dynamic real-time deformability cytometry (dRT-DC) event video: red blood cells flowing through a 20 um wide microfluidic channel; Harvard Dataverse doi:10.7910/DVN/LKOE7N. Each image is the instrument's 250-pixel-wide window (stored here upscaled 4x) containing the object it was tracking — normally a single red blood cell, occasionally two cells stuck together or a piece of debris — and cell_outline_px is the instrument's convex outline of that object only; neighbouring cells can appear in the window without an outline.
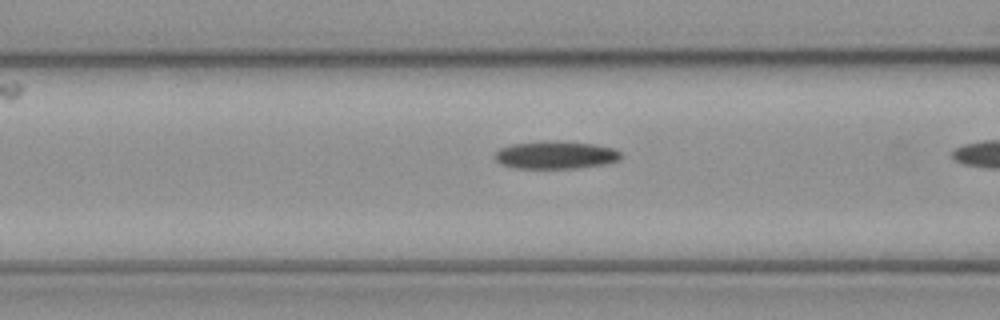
{"species": "common noctule bat (a hibernating species)", "species_latin": "Nyctalus noctula", "temperature_condition": "cold", "stored_images_in_passage": 14, "camera_frame_rate_fps": 3000, "um_per_image_px": 0.085, "animal": {"sex": "female", "body_mass_g": 21.9}, "frame": {"image": 1, "passage_image": 7, "time_ms": 2.0, "image_size_px": [1000, 320], "cell_outline_px": [[620, 160], [604, 164], [580, 168], [516, 168], [500, 164], [496, 160], [496, 152], [500, 148], [512, 144], [592, 144], [612, 148], [620, 152]], "centroid_in_image_um": [47.24, 13.24], "position_along_channel_um": 119.4, "area_um2": 19.07}}
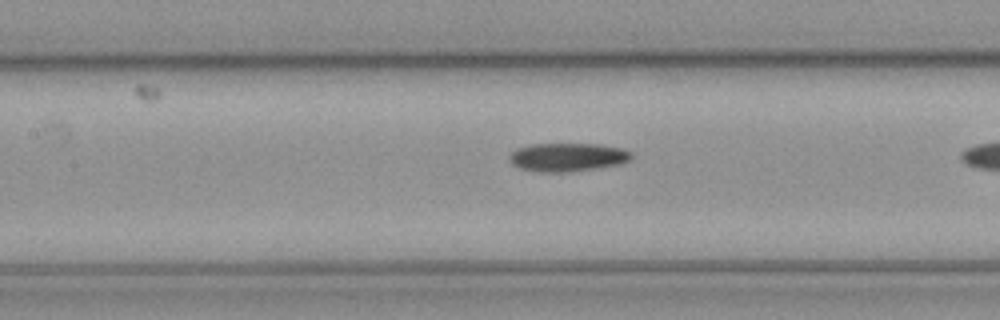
{"frame": {"image": 2, "passage_image": 10, "time_ms": 3.0, "image_size_px": [1000, 320], "cell_outline_px": [[632, 156], [628, 160], [620, 164], [596, 168], [568, 172], [540, 172], [520, 168], [512, 164], [508, 156], [516, 148], [532, 144], [596, 144], [620, 148], [632, 152]], "centroid_in_image_um": [48.21, 13.36], "position_along_channel_um": 159.2, "area_um2": 20.11}}